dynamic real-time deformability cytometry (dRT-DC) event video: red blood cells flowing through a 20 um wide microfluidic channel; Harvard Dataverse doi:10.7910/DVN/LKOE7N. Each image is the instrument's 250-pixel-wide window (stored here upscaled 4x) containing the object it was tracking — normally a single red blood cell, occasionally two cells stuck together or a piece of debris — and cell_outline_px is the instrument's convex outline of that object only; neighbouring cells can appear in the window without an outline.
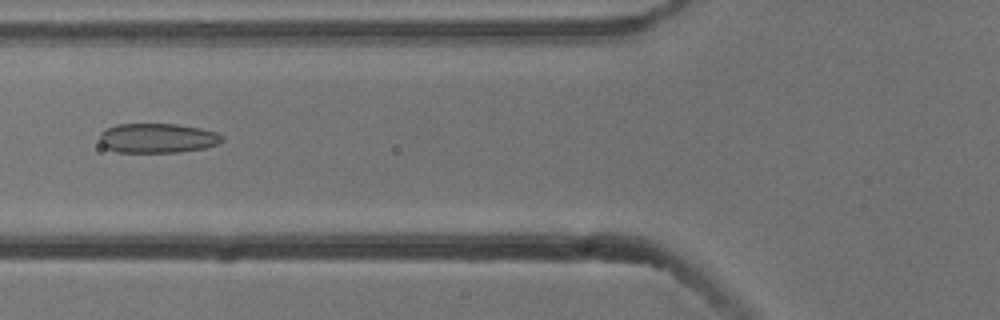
{"species": "common noctule bat (a hibernating species)", "species_latin": "Nyctalus noctula", "temperature_condition": "cold", "stored_images_in_passage": 6, "camera_frame_rate_fps": 3000, "um_per_image_px": 0.085, "animal": {"sex": "male", "body_mass_g": 13.3}, "frame": {"image": 1, "passage_image": 6, "time_ms": 1.667, "image_size_px": [1000, 320], "cell_outline_px": [[224, 140], [216, 144], [204, 148], [176, 152], [116, 152], [100, 144], [100, 132], [116, 124], [176, 124], [200, 128], [216, 132], [224, 136]], "centroid_in_image_um": [13.38, 11.73], "position_along_channel_um": 112.4, "area_um2": 21.04}}